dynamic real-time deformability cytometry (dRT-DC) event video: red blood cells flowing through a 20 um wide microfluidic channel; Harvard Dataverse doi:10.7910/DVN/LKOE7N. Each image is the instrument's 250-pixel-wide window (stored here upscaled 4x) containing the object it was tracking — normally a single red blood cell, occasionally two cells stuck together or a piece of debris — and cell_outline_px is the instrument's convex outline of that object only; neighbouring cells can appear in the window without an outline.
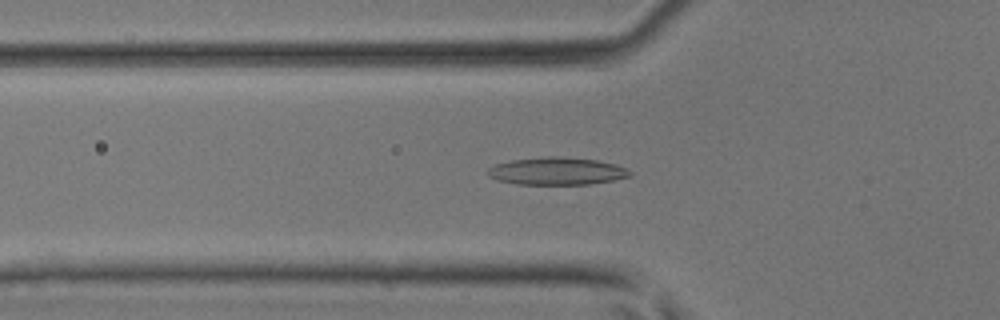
{"species": "common noctule bat (a hibernating species)", "species_latin": "Nyctalus noctula", "temperature_condition": "room temperature", "stored_images_in_passage": 30, "camera_frame_rate_fps": 3000, "um_per_image_px": 0.085, "animal": {"sex": "male", "body_mass_g": 17.9, "forearm_length_mm": 54.2}, "frame": {"image": 1, "passage_image": 4, "time_ms": 1.0, "image_size_px": [1000, 320], "cell_outline_px": [[632, 176], [612, 180], [588, 184], [516, 184], [500, 180], [488, 176], [484, 172], [488, 168], [496, 164], [512, 160], [544, 156], [556, 156], [596, 160], [616, 164], [632, 172]], "centroid_in_image_um": [47.3, 14.54], "position_along_channel_um": 78.5, "area_um2": 22.72}}
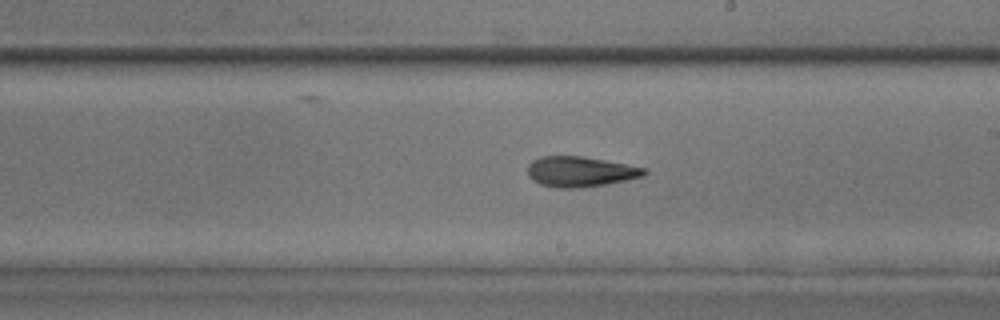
{"frame": {"image": 2, "passage_image": 15, "time_ms": 4.667, "image_size_px": [1000, 320], "cell_outline_px": [[648, 172], [644, 176], [608, 184], [580, 188], [556, 188], [540, 184], [532, 180], [528, 176], [528, 164], [532, 160], [540, 156], [580, 156], [604, 160], [648, 168]], "centroid_in_image_um": [49.32, 14.59], "position_along_channel_um": 239.7, "area_um2": 20.81}}
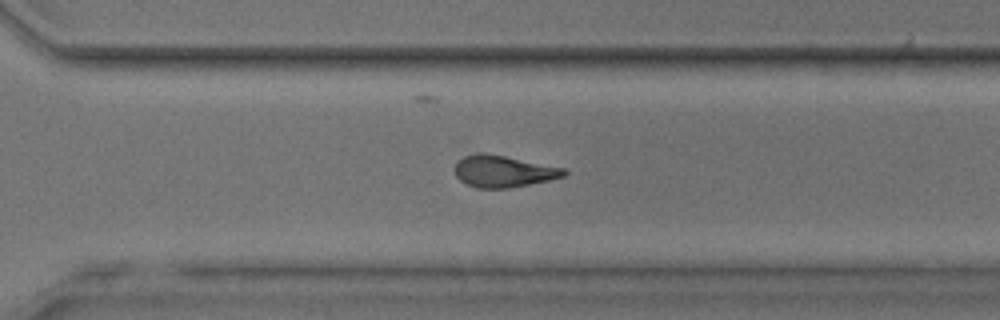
{"frame": {"image": 3, "passage_image": 21, "time_ms": 6.667, "image_size_px": [1000, 320], "cell_outline_px": [[568, 172], [564, 176], [548, 180], [508, 188], [476, 188], [464, 184], [456, 176], [456, 164], [464, 156], [480, 152], [484, 152], [564, 168]], "centroid_in_image_um": [42.76, 14.57], "position_along_channel_um": 327.8, "area_um2": 19.94}}